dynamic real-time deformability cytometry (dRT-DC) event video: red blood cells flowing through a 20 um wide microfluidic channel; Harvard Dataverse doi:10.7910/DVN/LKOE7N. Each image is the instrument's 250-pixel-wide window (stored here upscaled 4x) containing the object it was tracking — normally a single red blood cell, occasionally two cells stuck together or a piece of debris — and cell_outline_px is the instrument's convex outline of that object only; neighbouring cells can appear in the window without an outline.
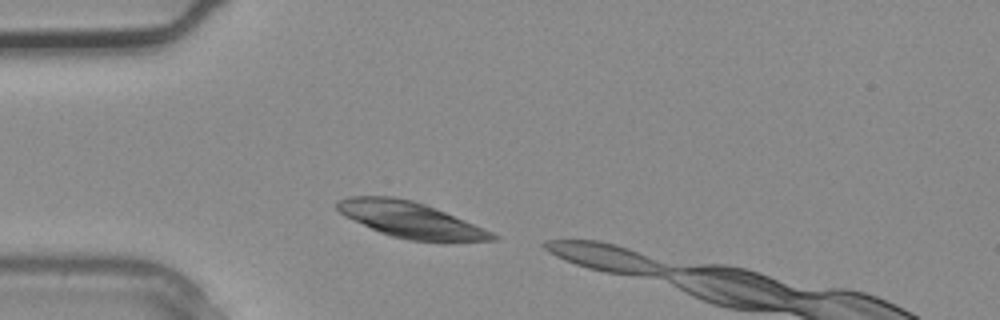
{"species": "common noctule bat (a hibernating species)", "species_latin": "Nyctalus noctula", "temperature_condition": "warm", "stored_images_in_passage": 2, "camera_frame_rate_fps": 3000, "um_per_image_px": 0.085, "animal": {"sex": "male", "body_mass_g": 20.4}, "frame": {"image": 1, "passage_image": 1, "time_ms": 0.0, "image_size_px": [1000, 320], "cell_outline_px": [[500, 240], [408, 240], [392, 236], [380, 232], [344, 216], [336, 208], [336, 200], [348, 196], [392, 196], [412, 200], [436, 208], [492, 232], [500, 236]], "centroid_in_image_um": [34.83, 18.65], "position_along_channel_um": 50.2, "area_um2": 31.85}}